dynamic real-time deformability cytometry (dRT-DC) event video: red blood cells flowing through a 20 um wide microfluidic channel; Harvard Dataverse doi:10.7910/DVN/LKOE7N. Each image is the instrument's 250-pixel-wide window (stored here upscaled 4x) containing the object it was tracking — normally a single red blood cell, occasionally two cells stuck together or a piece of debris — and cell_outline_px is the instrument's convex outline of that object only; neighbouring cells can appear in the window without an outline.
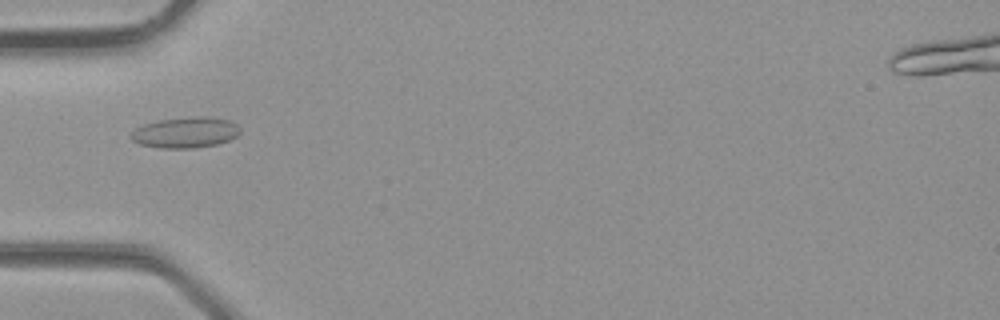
{"species": "common noctule bat (a hibernating species)", "species_latin": "Nyctalus noctula", "temperature_condition": "room temperature", "stored_images_in_passage": 16, "camera_frame_rate_fps": 3000, "um_per_image_px": 0.085, "animal": {"sex": "male", "body_mass_g": 23.1, "forearm_length_mm": 52.7}, "frame": {"image": 1, "passage_image": 1, "time_ms": 0.0, "image_size_px": [1000, 320], "cell_outline_px": [[240, 132], [236, 136], [228, 140], [216, 144], [196, 148], [160, 148], [140, 144], [132, 140], [128, 136], [136, 128], [144, 124], [160, 120], [196, 116], [204, 116], [228, 120], [236, 124], [240, 128]], "centroid_in_image_um": [15.75, 11.26], "position_along_channel_um": 69.3, "area_um2": 19.48}}